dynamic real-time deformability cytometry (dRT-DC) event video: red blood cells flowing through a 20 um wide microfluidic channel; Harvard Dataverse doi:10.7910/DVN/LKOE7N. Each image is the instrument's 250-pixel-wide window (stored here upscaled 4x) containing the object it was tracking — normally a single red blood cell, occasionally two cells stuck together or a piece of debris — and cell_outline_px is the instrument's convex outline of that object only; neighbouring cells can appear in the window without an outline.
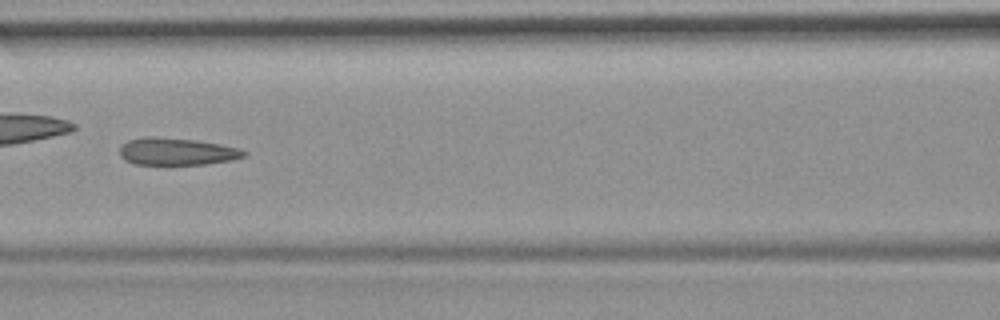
{"species": "common noctule bat (a hibernating species)", "species_latin": "Nyctalus noctula", "temperature_condition": "room temperature", "stored_images_in_passage": 52, "camera_frame_rate_fps": 3000, "um_per_image_px": 0.085, "animal": {"sex": "female", "body_mass_g": 19.9}, "frame": {"image": 1, "passage_image": 23, "time_ms": 7.333, "image_size_px": [1000, 320], "cell_outline_px": [[248, 156], [232, 160], [208, 164], [168, 168], [136, 164], [124, 160], [120, 156], [120, 144], [128, 140], [144, 136], [152, 136], [196, 140], [220, 144], [240, 148], [248, 152]], "centroid_in_image_um": [15.01, 12.93], "position_along_channel_um": 151.6, "area_um2": 21.04}, "authors_computed_cell_mechanics": {"area_um2": 20.5768, "velocity_mm_per_s": 3.7398, "shape_relaxation_time_tau1_ms": null, "shape_relaxation_time_tau2_ms": 1.8085, "deformation_change_tau1": null, "deformation_change_tau2": 0.112}}